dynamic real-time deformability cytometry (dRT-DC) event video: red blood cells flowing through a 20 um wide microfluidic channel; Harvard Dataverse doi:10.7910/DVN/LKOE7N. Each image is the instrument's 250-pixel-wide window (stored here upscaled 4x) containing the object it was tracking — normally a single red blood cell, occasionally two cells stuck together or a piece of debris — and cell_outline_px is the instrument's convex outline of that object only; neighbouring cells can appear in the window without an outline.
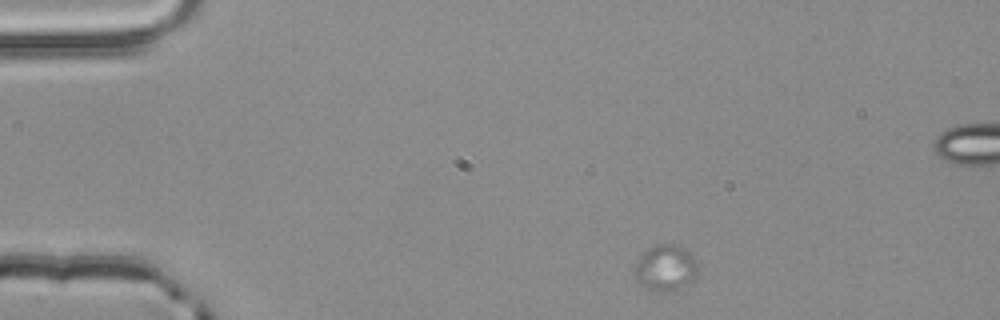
{"species": "common noctule bat (a hibernating species)", "species_latin": "Nyctalus noctula", "temperature_condition": "room temperature", "stored_images_in_passage": 3, "camera_frame_rate_fps": 3000, "um_per_image_px": 0.085, "animal": {"sex": "male", "body_mass_g": 20.4}, "frame": {"image": 1, "passage_image": 1, "time_ms": 0.0, "image_size_px": [1000, 320], "cell_outline_px": [[696, 276], [692, 280], [668, 292], [648, 288], [640, 284], [636, 280], [636, 264], [640, 256], [652, 244], [680, 244], [692, 256], [696, 268]], "centroid_in_image_um": [56.54, 22.72], "position_along_channel_um": 28.5, "area_um2": 16.42}}